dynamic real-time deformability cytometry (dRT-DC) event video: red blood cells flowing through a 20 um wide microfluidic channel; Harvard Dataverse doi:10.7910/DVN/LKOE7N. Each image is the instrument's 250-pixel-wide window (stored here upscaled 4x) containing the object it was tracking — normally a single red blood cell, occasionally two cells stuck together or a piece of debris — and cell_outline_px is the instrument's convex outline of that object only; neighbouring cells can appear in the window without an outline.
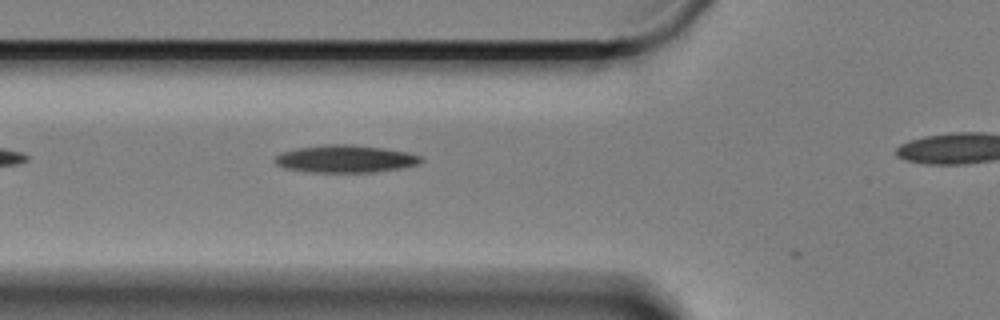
{"species": "Egyptian fruit bat (a non-hibernating species)", "species_latin": "Rousettus aegyptiacus", "temperature_condition": "cold", "stored_images_in_passage": 15, "camera_frame_rate_fps": 3000, "um_per_image_px": 0.085, "animal": {"sex": "female"}, "frame": {"image": 1, "passage_image": 3, "time_ms": 0.667, "image_size_px": [1000, 320], "cell_outline_px": [[424, 160], [416, 164], [400, 168], [376, 172], [308, 172], [284, 168], [276, 164], [272, 160], [280, 152], [296, 148], [328, 144], [352, 144], [384, 148], [408, 152], [420, 156]], "centroid_in_image_um": [29.31, 13.5], "position_along_channel_um": 96.5, "area_um2": 23.52}}
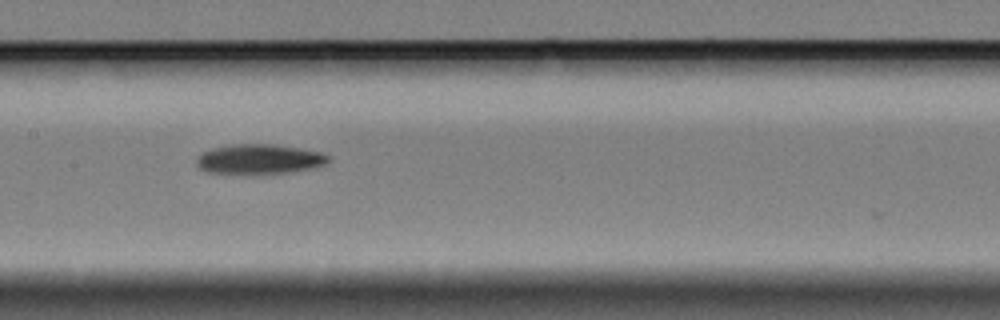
{"frame": {"image": 2, "passage_image": 11, "time_ms": 3.333, "image_size_px": [1000, 320], "cell_outline_px": [[332, 160], [324, 164], [312, 168], [292, 172], [208, 172], [200, 168], [196, 164], [196, 160], [200, 152], [212, 148], [232, 144], [276, 144], [300, 148], [320, 152], [328, 156]], "centroid_in_image_um": [22.04, 13.49], "position_along_channel_um": 185.4, "area_um2": 22.48}}
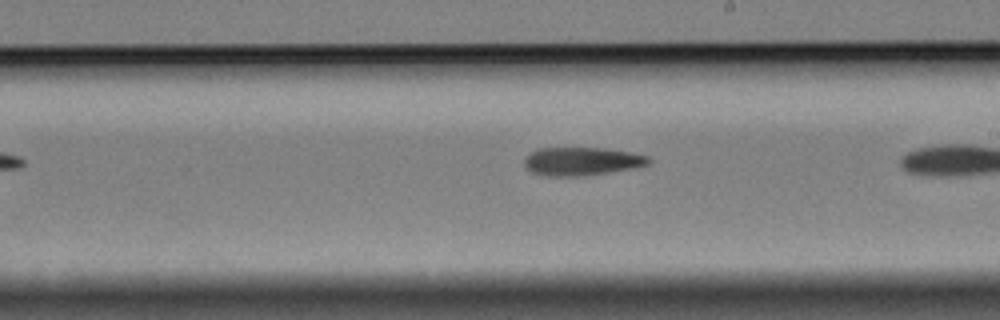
{"frame": {"image": 3, "passage_image": 13, "time_ms": 4.0, "image_size_px": [1000, 320], "cell_outline_px": [[652, 160], [648, 164], [632, 168], [584, 176], [544, 176], [532, 172], [524, 164], [524, 160], [536, 148], [604, 148], [628, 152], [648, 156]], "centroid_in_image_um": [49.44, 13.71], "position_along_channel_um": 239.6, "area_um2": 20.29}}